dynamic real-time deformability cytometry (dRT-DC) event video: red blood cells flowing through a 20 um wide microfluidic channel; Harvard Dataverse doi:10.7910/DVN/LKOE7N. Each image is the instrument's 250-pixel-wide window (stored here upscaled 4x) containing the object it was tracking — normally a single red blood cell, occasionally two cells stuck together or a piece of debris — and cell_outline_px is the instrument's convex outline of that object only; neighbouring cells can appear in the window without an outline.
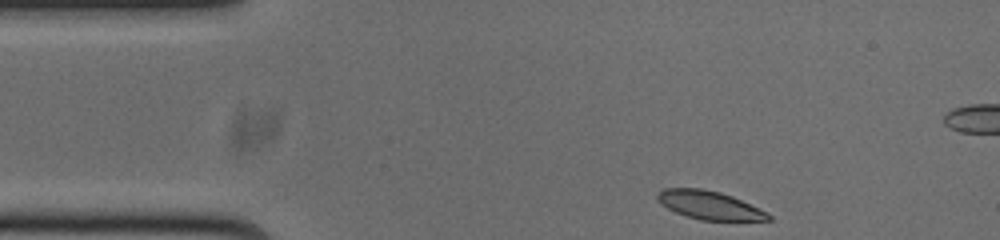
{"species": "common noctule bat (a hibernating species)", "species_latin": "Nyctalus noctula", "temperature_condition": "cold", "stored_images_in_passage": 48, "camera_frame_rate_fps": 3000, "um_per_image_px": 0.085, "animal": {"sex": "male", "body_mass_g": 20.0, "forearm_length_mm": 53.3}, "frame": {"image": 1, "passage_image": 1, "time_ms": 0.0, "image_size_px": [1000, 240], "cell_outline_px": [[772, 220], [700, 220], [676, 212], [668, 208], [656, 196], [664, 188], [700, 188], [720, 192], [732, 196], [768, 212], [772, 216]], "centroid_in_image_um": [60.36, 17.44], "position_along_channel_um": 24.6, "area_um2": 18.03}}
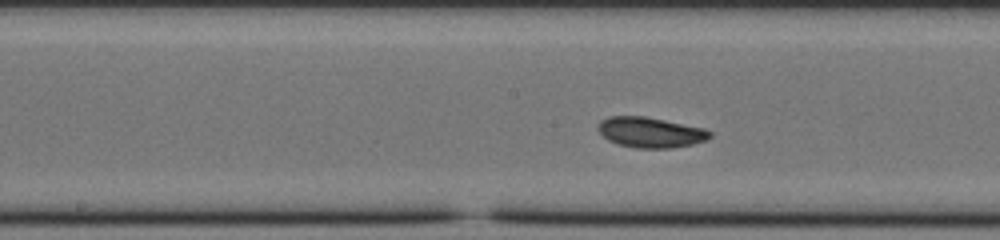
{"frame": {"image": 2, "passage_image": 19, "time_ms": 6.0, "image_size_px": [1000, 240], "cell_outline_px": [[712, 136], [708, 140], [692, 144], [672, 148], [636, 148], [616, 144], [608, 140], [596, 128], [596, 124], [600, 120], [608, 116], [644, 116], [704, 128], [712, 132]], "centroid_in_image_um": [55.27, 11.25], "position_along_channel_um": 192.9, "area_um2": 20.0}}
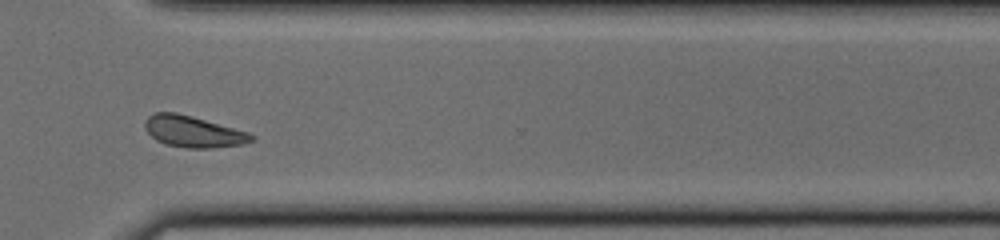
{"frame": {"image": 3, "passage_image": 32, "time_ms": 10.333, "image_size_px": [1000, 240], "cell_outline_px": [[256, 140], [244, 144], [212, 148], [184, 148], [164, 144], [156, 140], [144, 128], [144, 120], [148, 116], [156, 112], [176, 112], [192, 116], [248, 132], [256, 136]], "centroid_in_image_um": [16.42, 11.19], "position_along_channel_um": 354.2, "area_um2": 19.65}, "authors_computed_cell_mechanics": {"area_um2": 19.652, "velocity_mm_per_s": 3.7189, "shape_relaxation_time_tau1_ms": 1.7057, "shape_relaxation_time_tau2_ms": null, "deformation_change_tau1": 0.0615, "deformation_change_tau2": null}}